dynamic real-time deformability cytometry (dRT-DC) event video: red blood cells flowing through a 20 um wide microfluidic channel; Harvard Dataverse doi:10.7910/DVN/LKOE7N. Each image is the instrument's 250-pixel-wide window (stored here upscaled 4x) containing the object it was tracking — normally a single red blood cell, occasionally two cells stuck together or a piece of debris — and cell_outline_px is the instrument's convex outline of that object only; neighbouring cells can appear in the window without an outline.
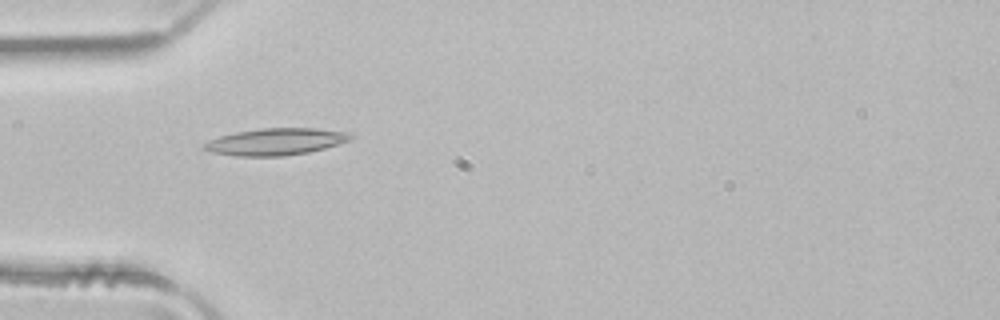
{"species": "common noctule bat (a hibernating species)", "species_latin": "Nyctalus noctula", "temperature_condition": "room temperature", "stored_images_in_passage": 2, "camera_frame_rate_fps": 3000, "um_per_image_px": 0.085, "animal": {"sex": "male", "body_mass_g": 21.5, "forearm_length_mm": 52.0}, "frame": {"image": 1, "passage_image": 2, "time_ms": 0.333, "image_size_px": [1000, 320], "cell_outline_px": [[352, 136], [348, 140], [324, 148], [308, 152], [284, 156], [236, 156], [212, 152], [204, 148], [204, 144], [208, 140], [220, 136], [236, 132], [260, 128], [316, 128], [348, 132]], "centroid_in_image_um": [23.41, 12.04], "position_along_channel_um": 61.6, "area_um2": 22.66}}